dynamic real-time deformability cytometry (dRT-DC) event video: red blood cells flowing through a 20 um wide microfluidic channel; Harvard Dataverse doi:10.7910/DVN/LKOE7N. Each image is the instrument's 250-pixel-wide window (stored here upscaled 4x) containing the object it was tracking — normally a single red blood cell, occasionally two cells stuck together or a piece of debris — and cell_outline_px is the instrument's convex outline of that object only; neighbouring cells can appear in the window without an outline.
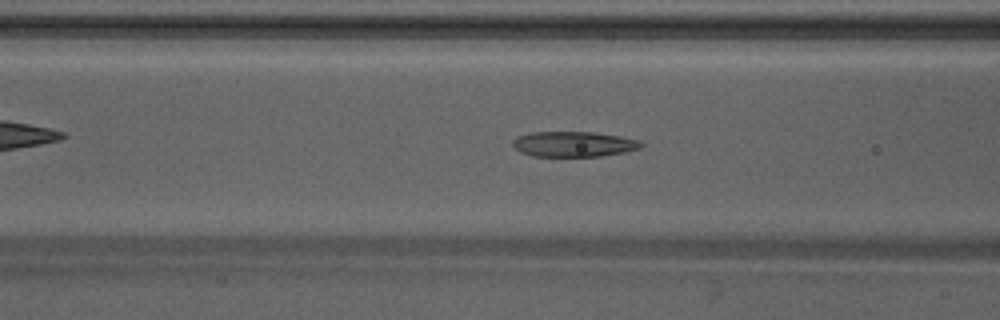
{"species": "Egyptian fruit bat (a non-hibernating species)", "species_latin": "Rousettus aegyptiacus", "temperature_condition": "warm", "stored_images_in_passage": 43, "camera_frame_rate_fps": 3000, "um_per_image_px": 0.085, "animal": {"sex": "male"}, "frame": {"image": 1, "passage_image": 13, "time_ms": 4.0, "image_size_px": [1000, 320], "cell_outline_px": [[644, 144], [640, 148], [624, 152], [600, 156], [532, 156], [520, 152], [512, 144], [512, 140], [516, 136], [532, 132], [592, 132], [620, 136], [640, 140]], "centroid_in_image_um": [48.75, 12.24], "position_along_channel_um": 117.9, "area_um2": 18.96}}
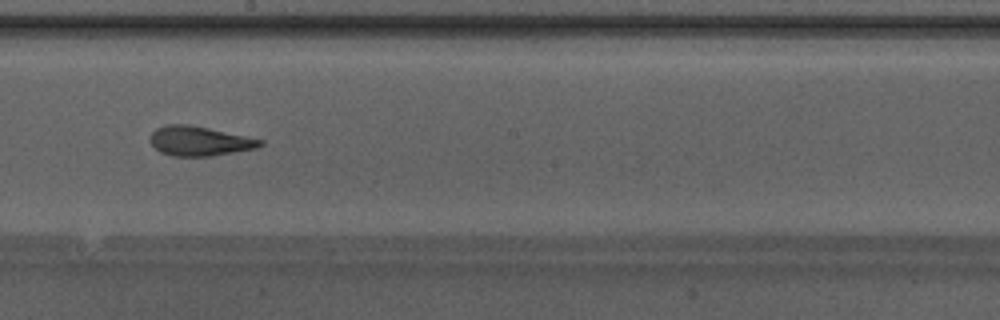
{"frame": {"image": 2, "passage_image": 21, "time_ms": 6.667, "image_size_px": [1000, 320], "cell_outline_px": [[264, 144], [256, 148], [212, 156], [172, 156], [160, 152], [152, 144], [152, 132], [156, 128], [164, 124], [188, 124], [208, 128], [264, 140]], "centroid_in_image_um": [16.96, 11.99], "position_along_channel_um": 231.2, "area_um2": 18.79}}
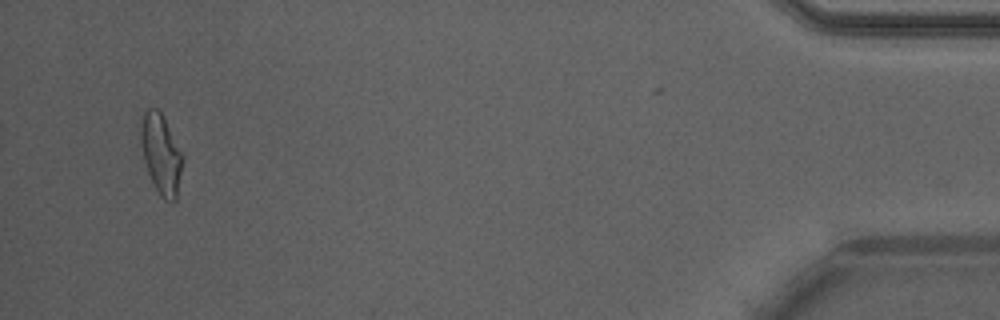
{"frame": {"image": 3, "passage_image": 40, "time_ms": 13.0, "image_size_px": [1000, 320], "cell_outline_px": [[184, 160], [176, 200], [164, 200], [160, 196], [148, 172], [144, 160], [140, 144], [140, 120], [144, 112], [148, 108], [156, 108], [160, 112], [184, 156]], "centroid_in_image_um": [13.68, 13.09], "position_along_channel_um": 421.5, "area_um2": 19.42}, "authors_computed_cell_mechanics": {"area_um2": 19.1318, "velocity_mm_per_s": 4.2535, "shape_relaxation_time_tau1_ms": 3.5309, "shape_relaxation_time_tau2_ms": 1.6426, "deformation_change_tau1": 0.1613, "deformation_change_tau2": 0.1052}}